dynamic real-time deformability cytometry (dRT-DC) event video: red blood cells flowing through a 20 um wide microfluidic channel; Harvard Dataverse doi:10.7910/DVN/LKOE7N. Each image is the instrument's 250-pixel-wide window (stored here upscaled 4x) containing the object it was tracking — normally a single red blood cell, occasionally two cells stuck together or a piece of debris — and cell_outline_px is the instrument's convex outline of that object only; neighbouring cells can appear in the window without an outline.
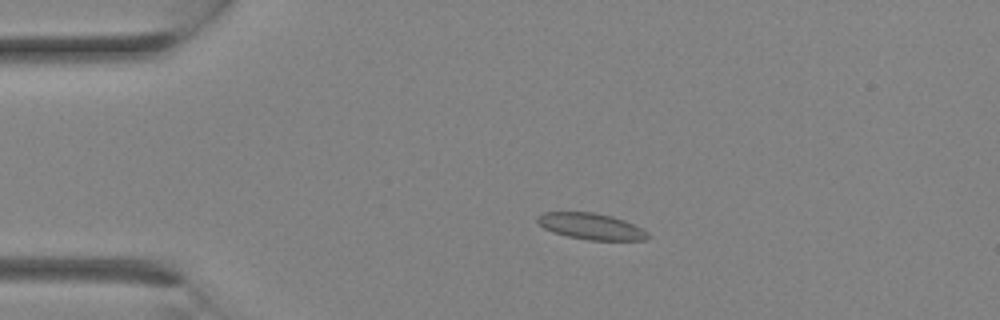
{"species": "Egyptian fruit bat (a non-hibernating species)", "species_latin": "Rousettus aegyptiacus", "temperature_condition": "room temperature", "stored_images_in_passage": 12, "camera_frame_rate_fps": 3000, "um_per_image_px": 0.085, "animal": {"sex": "female"}, "frame": {"image": 1, "passage_image": 6, "time_ms": 1.667, "image_size_px": [1000, 320], "cell_outline_px": [[652, 236], [644, 240], [588, 240], [568, 236], [552, 232], [544, 228], [536, 220], [536, 216], [544, 212], [592, 212], [612, 216], [624, 220], [648, 232]], "centroid_in_image_um": [50.23, 19.24], "position_along_channel_um": 34.8, "area_um2": 16.88}}
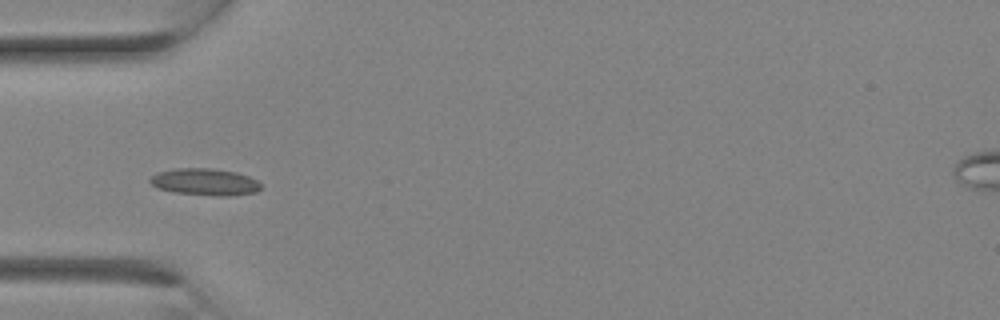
{"frame": {"image": 2, "passage_image": 9, "time_ms": 2.667, "image_size_px": [1000, 320], "cell_outline_px": [[264, 188], [256, 192], [228, 196], [216, 196], [176, 192], [156, 188], [148, 180], [156, 172], [176, 168], [212, 168], [236, 172], [248, 176], [256, 180]], "centroid_in_image_um": [17.42, 15.46], "position_along_channel_um": 67.6, "area_um2": 17.46}}
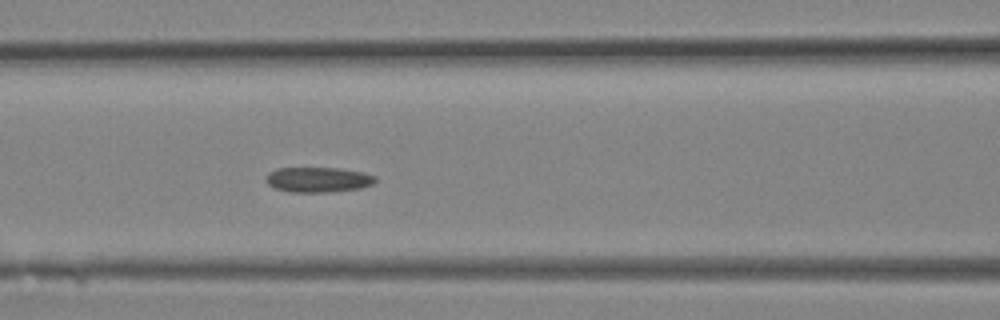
{"frame": {"image": 3, "passage_image": 12, "time_ms": 3.667, "image_size_px": [1000, 320], "cell_outline_px": [[376, 180], [372, 184], [360, 188], [328, 192], [288, 192], [276, 188], [268, 184], [268, 172], [276, 168], [340, 168], [364, 172], [376, 176]], "centroid_in_image_um": [27.06, 15.26], "position_along_channel_um": 139.5, "area_um2": 15.95}}